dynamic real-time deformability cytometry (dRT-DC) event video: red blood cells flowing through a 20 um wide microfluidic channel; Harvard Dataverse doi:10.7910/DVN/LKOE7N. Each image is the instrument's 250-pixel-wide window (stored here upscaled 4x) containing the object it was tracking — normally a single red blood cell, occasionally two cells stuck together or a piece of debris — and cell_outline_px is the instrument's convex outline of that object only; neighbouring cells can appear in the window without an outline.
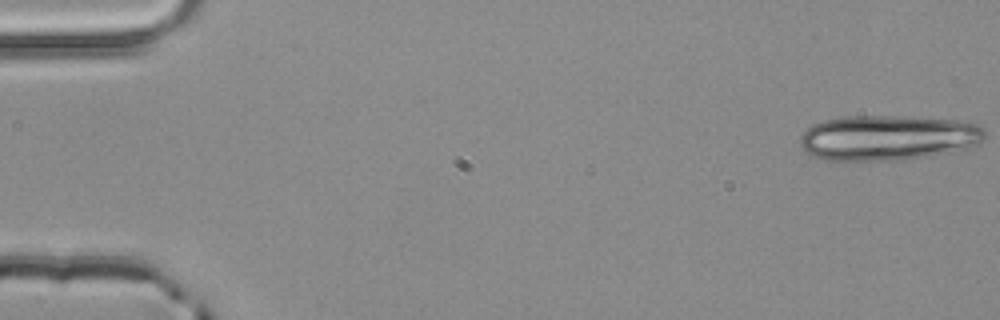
{"species": "common noctule bat (a hibernating species)", "species_latin": "Nyctalus noctula", "temperature_condition": "room temperature", "stored_images_in_passage": 5, "segment_of_instrument_passage": [1, 2], "camera_frame_rate_fps": 3000, "um_per_image_px": 0.085, "animal": {"sex": "male", "body_mass_g": 20.4}, "frame": {"image": 1, "passage_image": 1, "time_ms": 0.0, "image_size_px": [1000, 320], "cell_outline_px": [[984, 140], [980, 144], [968, 148], [924, 156], [900, 160], [824, 160], [812, 156], [804, 152], [800, 144], [800, 136], [812, 124], [824, 120], [840, 116], [900, 116], [960, 120], [980, 124], [984, 128]], "centroid_in_image_um": [75.46, 11.69], "position_along_channel_um": 9.5, "area_um2": 49.01}}